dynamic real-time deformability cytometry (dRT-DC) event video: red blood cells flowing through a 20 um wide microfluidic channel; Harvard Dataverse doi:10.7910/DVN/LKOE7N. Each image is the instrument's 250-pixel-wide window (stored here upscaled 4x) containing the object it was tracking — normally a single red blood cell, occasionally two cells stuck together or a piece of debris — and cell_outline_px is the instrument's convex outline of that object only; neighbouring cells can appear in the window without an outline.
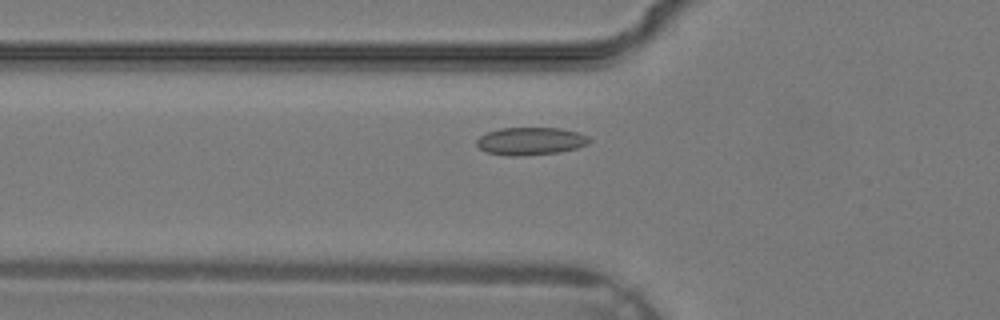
{"species": "common noctule bat (a hibernating species)", "species_latin": "Nyctalus noctula", "temperature_condition": "warm", "stored_images_in_passage": 26, "camera_frame_rate_fps": 3000, "um_per_image_px": 0.085, "animal": {"sex": "male", "body_mass_g": 19.2, "forearm_length_mm": 51.8}, "frame": {"image": 1, "passage_image": 3, "time_ms": 0.667, "image_size_px": [1000, 320], "cell_outline_px": [[592, 140], [588, 144], [576, 148], [560, 152], [520, 156], [508, 156], [488, 152], [480, 148], [476, 144], [476, 140], [480, 136], [488, 132], [500, 128], [560, 128], [576, 132], [588, 136]], "centroid_in_image_um": [45.11, 12.0], "position_along_channel_um": 80.7, "area_um2": 18.15}}
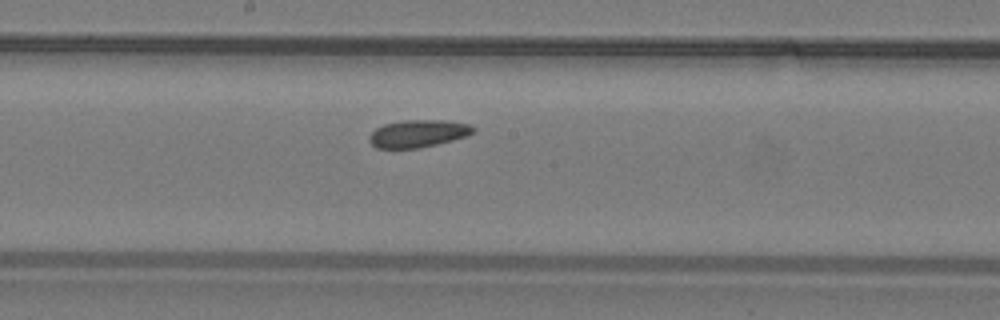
{"frame": {"image": 2, "passage_image": 10, "time_ms": 3.0, "image_size_px": [1000, 320], "cell_outline_px": [[476, 132], [452, 140], [420, 148], [376, 148], [368, 140], [368, 136], [376, 128], [384, 124], [404, 120], [448, 120], [472, 124], [476, 128]], "centroid_in_image_um": [35.56, 11.34], "position_along_channel_um": 212.6, "area_um2": 16.76}}
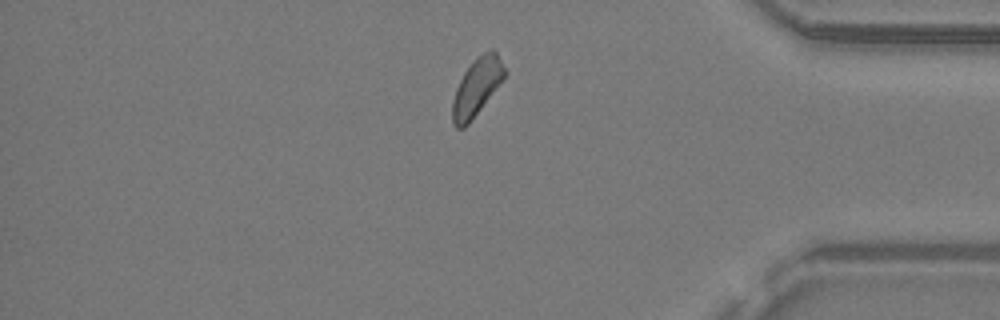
{"frame": {"image": 3, "passage_image": 21, "time_ms": 6.667, "image_size_px": [1000, 320], "cell_outline_px": [[508, 72], [468, 124], [464, 128], [456, 128], [452, 124], [452, 104], [456, 88], [464, 72], [476, 56], [488, 48], [492, 48], [496, 52]], "centroid_in_image_um": [40.52, 7.35], "position_along_channel_um": 394.7, "area_um2": 17.34}}